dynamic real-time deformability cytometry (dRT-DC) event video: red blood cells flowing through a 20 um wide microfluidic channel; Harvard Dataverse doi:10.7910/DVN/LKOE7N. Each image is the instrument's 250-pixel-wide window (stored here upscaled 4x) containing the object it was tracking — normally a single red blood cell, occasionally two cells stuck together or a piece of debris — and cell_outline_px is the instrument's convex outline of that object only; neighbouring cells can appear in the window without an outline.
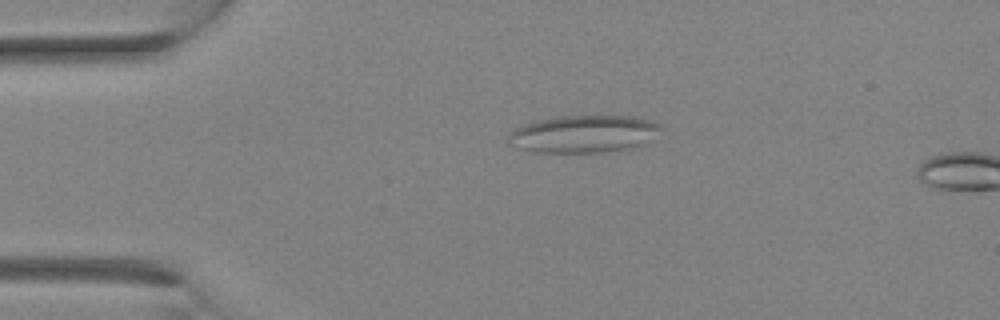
{"species": "Egyptian fruit bat (a non-hibernating species)", "species_latin": "Rousettus aegyptiacus", "temperature_condition": "room temperature", "stored_images_in_passage": 4, "camera_frame_rate_fps": 3000, "um_per_image_px": 0.085, "animal": {"sex": "female"}, "frame": {"image": 1, "passage_image": 4, "time_ms": 3.667, "image_size_px": [1000, 320], "cell_outline_px": [[660, 128], [640, 148], [600, 152], [532, 152], [520, 148], [508, 136], [508, 132], [524, 124], [536, 120], [556, 116], [636, 116], [652, 120], [660, 124]], "centroid_in_image_um": [49.65, 11.38], "position_along_channel_um": 35.3, "area_um2": 33.12}}